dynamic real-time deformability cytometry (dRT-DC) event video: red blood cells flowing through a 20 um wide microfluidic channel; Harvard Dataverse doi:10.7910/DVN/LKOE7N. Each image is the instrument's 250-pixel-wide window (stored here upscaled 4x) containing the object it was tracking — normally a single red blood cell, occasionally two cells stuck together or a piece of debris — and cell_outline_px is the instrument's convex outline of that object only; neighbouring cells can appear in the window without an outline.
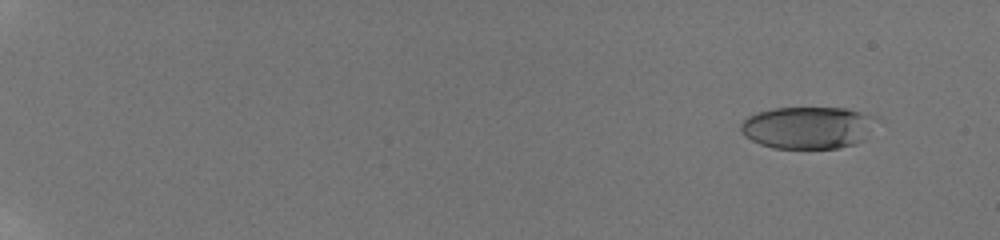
{"species": "human", "species_latin": "Homo sapiens", "temperature_condition": "room temperature", "stored_images_in_passage": 33, "camera_frame_rate_fps": 3000, "um_per_image_px": 0.085, "donor": {"sex": "male"}, "frame": {"image": 1, "passage_image": 5, "time_ms": 1.0, "image_size_px": [1000, 240], "cell_outline_px": [[876, 116], [864, 140], [856, 144], [840, 148], [772, 148], [760, 144], [744, 136], [740, 132], [740, 124], [748, 116], [756, 112], [772, 108], [844, 108]], "centroid_in_image_um": [68.61, 10.85], "position_along_channel_um": 16.4, "area_um2": 33.29}}
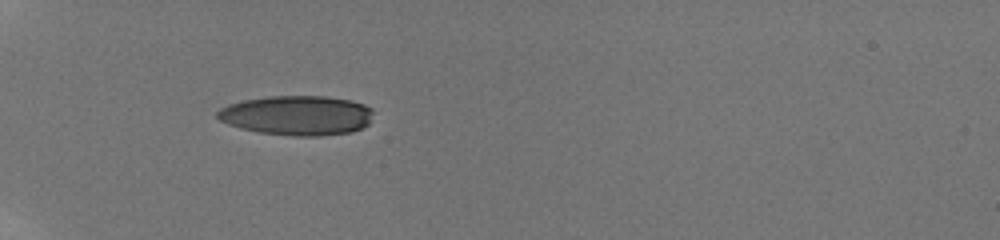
{"frame": {"image": 2, "passage_image": 26, "time_ms": 6.667, "image_size_px": [1000, 240], "cell_outline_px": [[372, 112], [368, 124], [352, 132], [320, 136], [292, 136], [260, 132], [240, 128], [228, 124], [220, 120], [216, 116], [216, 112], [220, 108], [228, 104], [244, 100], [268, 96], [328, 96], [352, 100], [364, 104], [372, 108]], "centroid_in_image_um": [25.24, 9.8], "position_along_channel_um": 59.8, "area_um2": 36.18}}
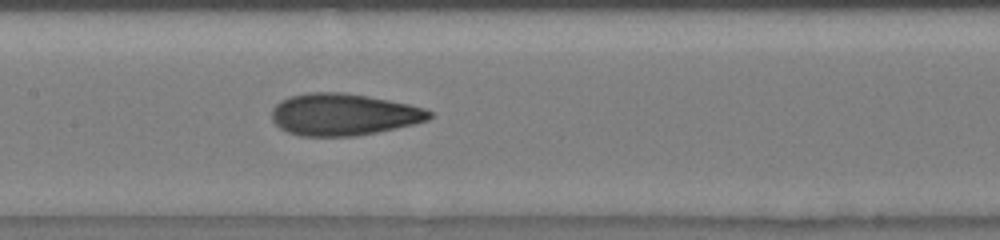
{"frame": {"image": 3, "passage_image": 33, "time_ms": 10.333, "image_size_px": [1000, 240], "cell_outline_px": [[432, 116], [428, 120], [396, 128], [356, 136], [300, 136], [288, 132], [280, 128], [272, 120], [272, 108], [280, 100], [288, 96], [308, 92], [344, 92], [368, 96], [408, 104], [424, 108], [432, 112]], "centroid_in_image_um": [29.16, 9.72], "position_along_channel_um": 178.2, "area_um2": 38.55}}